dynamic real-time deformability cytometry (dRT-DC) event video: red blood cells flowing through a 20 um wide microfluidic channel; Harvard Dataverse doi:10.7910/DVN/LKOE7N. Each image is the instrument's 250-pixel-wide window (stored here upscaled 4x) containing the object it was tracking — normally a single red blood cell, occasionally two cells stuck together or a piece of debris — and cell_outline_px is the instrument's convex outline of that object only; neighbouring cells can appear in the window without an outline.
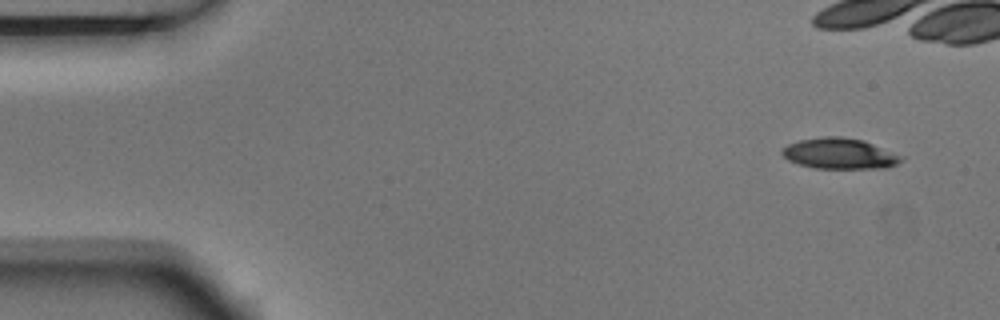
{"species": "Egyptian fruit bat (a non-hibernating species)", "species_latin": "Rousettus aegyptiacus", "temperature_condition": "room temperature", "stored_images_in_passage": 6, "camera_frame_rate_fps": 3000, "um_per_image_px": 0.085, "animal": {"sex": "male"}, "frame": {"image": 1, "passage_image": 1, "time_ms": 0.0, "image_size_px": [1000, 320], "cell_outline_px": [[904, 160], [896, 164], [884, 168], [816, 168], [800, 164], [788, 160], [780, 152], [788, 144], [800, 140], [824, 136], [840, 136], [864, 140], [904, 156]], "centroid_in_image_um": [71.4, 13.05], "position_along_channel_um": 13.6, "area_um2": 21.33}}